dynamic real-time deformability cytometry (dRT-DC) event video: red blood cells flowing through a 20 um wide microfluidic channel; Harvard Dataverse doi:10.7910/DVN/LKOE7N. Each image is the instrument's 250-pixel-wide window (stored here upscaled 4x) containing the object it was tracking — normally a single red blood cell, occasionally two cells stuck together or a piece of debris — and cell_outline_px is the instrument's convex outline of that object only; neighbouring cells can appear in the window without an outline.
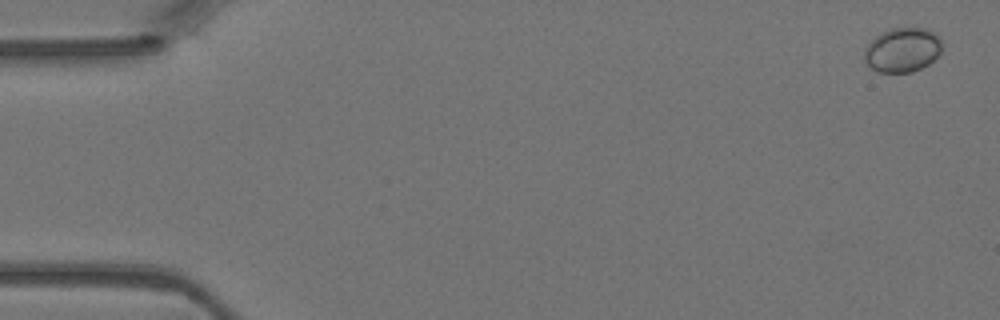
{"species": "Egyptian fruit bat (a non-hibernating species)", "species_latin": "Rousettus aegyptiacus", "temperature_condition": "warm", "stored_images_in_passage": 4, "camera_frame_rate_fps": 3000, "um_per_image_px": 0.085, "animal": {"sex": "female"}, "frame": {"image": 1, "passage_image": 1, "time_ms": 0.0, "image_size_px": [1000, 320], "cell_outline_px": [[940, 52], [928, 64], [912, 72], [876, 72], [864, 60], [864, 48], [876, 36], [892, 28], [924, 28], [936, 32], [940, 36]], "centroid_in_image_um": [76.7, 4.24], "position_along_channel_um": 8.3, "area_um2": 19.94}}
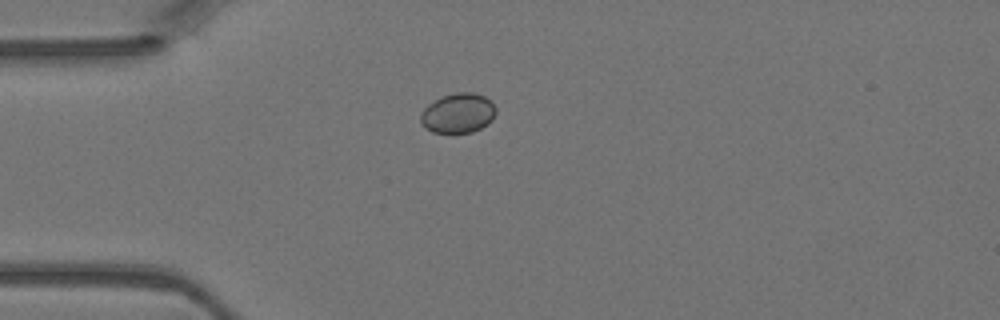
{"frame": {"image": 2, "passage_image": 4, "time_ms": 1.0, "image_size_px": [1000, 320], "cell_outline_px": [[496, 112], [492, 120], [488, 124], [472, 132], [432, 132], [424, 128], [420, 124], [420, 116], [424, 108], [428, 104], [440, 96], [456, 92], [472, 92], [484, 96], [496, 108]], "centroid_in_image_um": [38.9, 9.61], "position_along_channel_um": 46.1, "area_um2": 17.51}}